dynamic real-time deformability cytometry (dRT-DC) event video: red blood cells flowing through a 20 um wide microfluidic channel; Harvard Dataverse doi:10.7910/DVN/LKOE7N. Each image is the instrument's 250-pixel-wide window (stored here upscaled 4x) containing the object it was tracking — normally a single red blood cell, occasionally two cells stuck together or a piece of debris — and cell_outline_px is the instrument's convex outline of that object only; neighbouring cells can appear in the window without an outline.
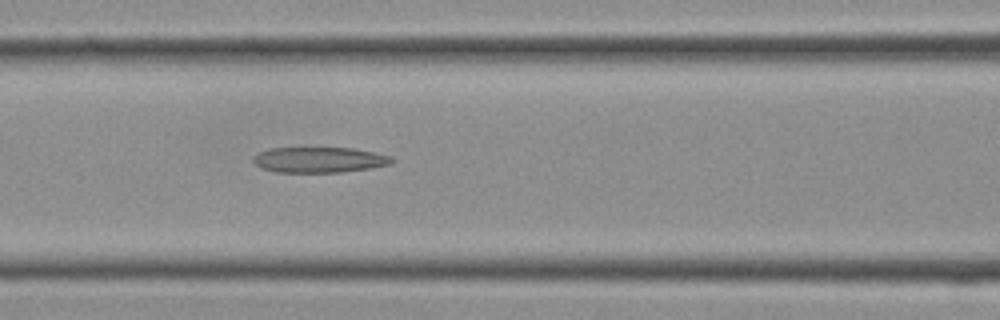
{"species": "Egyptian fruit bat (a non-hibernating species)", "species_latin": "Rousettus aegyptiacus", "temperature_condition": "cold", "stored_images_in_passage": 5, "segment_of_instrument_passage": [1, 2], "camera_frame_rate_fps": 3000, "um_per_image_px": 0.085, "frame": {"image": 1, "passage_image": 4, "time_ms": 1.0, "image_size_px": [1000, 320], "cell_outline_px": [[396, 160], [392, 164], [368, 168], [340, 172], [276, 172], [260, 168], [252, 160], [252, 156], [268, 148], [356, 148], [392, 156]], "centroid_in_image_um": [27.15, 13.58], "position_along_channel_um": 139.5, "area_um2": 20.75}}